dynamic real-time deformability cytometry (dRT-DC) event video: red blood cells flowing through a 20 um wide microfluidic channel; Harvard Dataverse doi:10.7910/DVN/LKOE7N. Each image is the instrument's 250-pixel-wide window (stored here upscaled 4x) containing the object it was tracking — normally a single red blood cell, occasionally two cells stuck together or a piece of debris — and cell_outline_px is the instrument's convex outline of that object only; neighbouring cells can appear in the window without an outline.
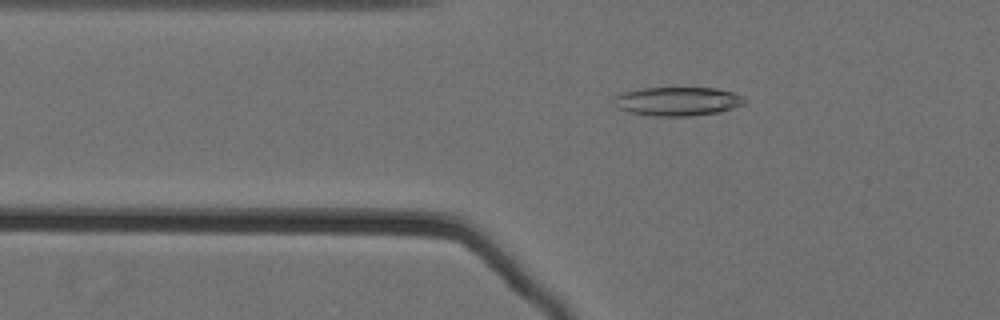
{"species": "Egyptian fruit bat (a non-hibernating species)", "species_latin": "Rousettus aegyptiacus", "temperature_condition": "cold", "stored_images_in_passage": 62, "camera_frame_rate_fps": 3000, "um_per_image_px": 0.085, "animal": {"sex": "female"}, "frame": {"image": 1, "passage_image": 25, "time_ms": 8.0, "image_size_px": [1000, 320], "cell_outline_px": [[748, 100], [744, 104], [720, 112], [688, 116], [652, 116], [628, 112], [620, 108], [616, 96], [624, 92], [644, 88], [716, 88], [736, 92], [744, 96]], "centroid_in_image_um": [57.72, 8.61], "position_along_channel_um": 68.1, "area_um2": 21.79}}
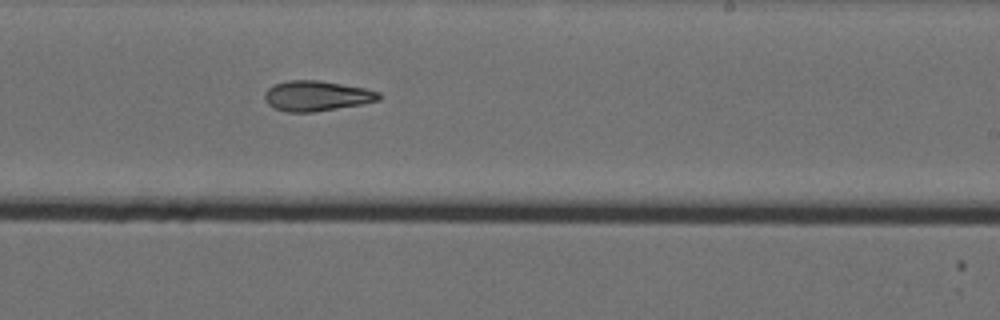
{"frame": {"image": 2, "passage_image": 42, "time_ms": 13.667, "image_size_px": [1000, 320], "cell_outline_px": [[380, 100], [364, 104], [312, 112], [288, 112], [272, 108], [264, 100], [264, 92], [268, 88], [276, 84], [288, 80], [320, 80], [364, 88], [380, 92]], "centroid_in_image_um": [26.9, 8.15], "position_along_channel_um": 262.1, "area_um2": 20.23}}
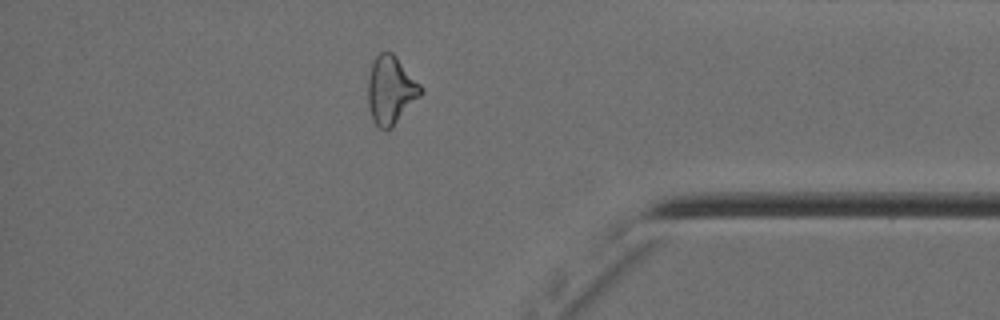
{"frame": {"image": 3, "passage_image": 55, "time_ms": 18.0, "image_size_px": [1000, 320], "cell_outline_px": [[424, 92], [392, 128], [380, 128], [372, 120], [368, 104], [368, 76], [372, 64], [376, 56], [380, 52], [392, 52], [396, 56], [424, 88]], "centroid_in_image_um": [33.23, 7.66], "position_along_channel_um": 402.0, "area_um2": 20.98}, "authors_computed_cell_mechanics": {"area_um2": 21.386, "velocity_mm_per_s": 3.5599, "shape_relaxation_time_tau1_ms": null, "shape_relaxation_time_tau2_ms": 5.5424, "deformation_change_tau1": null, "deformation_change_tau2": 0.1514}}